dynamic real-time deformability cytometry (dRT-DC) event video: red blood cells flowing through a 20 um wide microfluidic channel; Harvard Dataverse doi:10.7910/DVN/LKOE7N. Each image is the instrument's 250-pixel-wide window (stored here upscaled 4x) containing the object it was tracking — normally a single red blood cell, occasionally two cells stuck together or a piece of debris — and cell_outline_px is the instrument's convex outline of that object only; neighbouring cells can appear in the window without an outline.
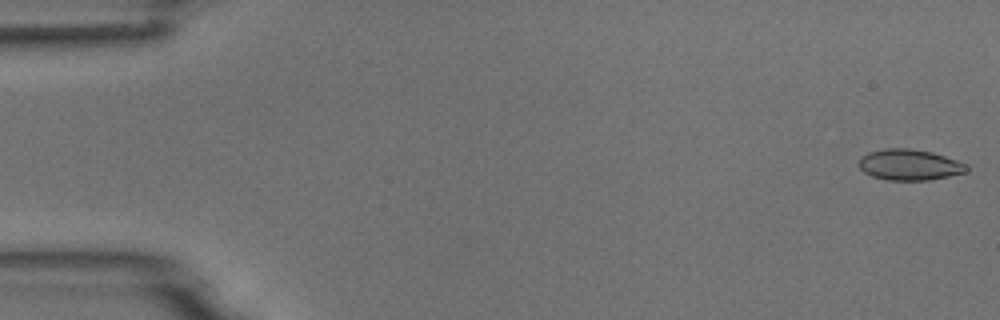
{"species": "common noctule bat (a hibernating species)", "species_latin": "Nyctalus noctula", "temperature_condition": "room temperature", "stored_images_in_passage": 54, "camera_frame_rate_fps": 3000, "um_per_image_px": 0.085, "animal": {"sex": "male", "body_mass_g": 18.8}, "frame": {"image": 1, "passage_image": 1, "time_ms": 0.0, "image_size_px": [1000, 320], "cell_outline_px": [[968, 172], [928, 180], [888, 180], [872, 176], [864, 172], [860, 168], [860, 156], [868, 152], [884, 148], [912, 148], [932, 152], [968, 164]], "centroid_in_image_um": [77.31, 14.0], "position_along_channel_um": 7.7, "area_um2": 19.48}}
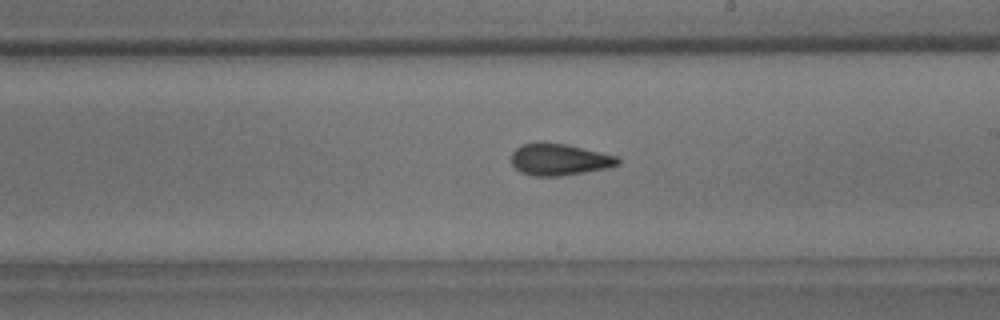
{"frame": {"image": 2, "passage_image": 31, "time_ms": 10.0, "image_size_px": [1000, 320], "cell_outline_px": [[620, 164], [608, 168], [560, 176], [532, 176], [520, 172], [512, 164], [512, 152], [516, 148], [524, 144], [568, 144], [616, 156], [620, 160]], "centroid_in_image_um": [47.56, 13.59], "position_along_channel_um": 241.4, "area_um2": 19.31}}
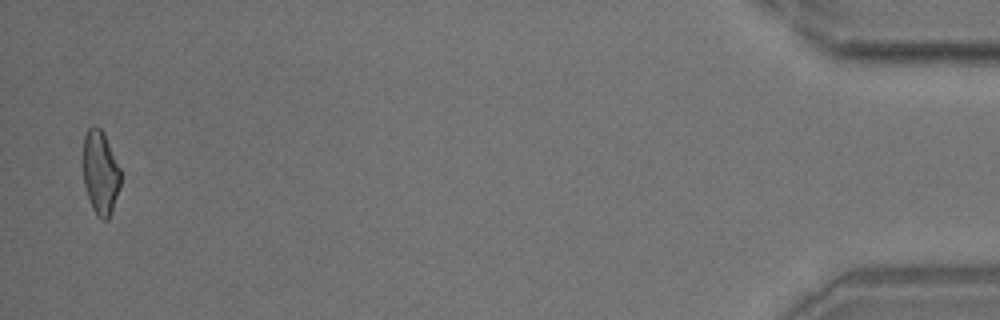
{"frame": {"image": 3, "passage_image": 53, "time_ms": 17.333, "image_size_px": [1000, 320], "cell_outline_px": [[120, 184], [112, 212], [108, 220], [100, 220], [96, 216], [92, 208], [84, 184], [84, 136], [88, 128], [96, 124], [104, 132], [120, 168]], "centroid_in_image_um": [8.54, 14.68], "position_along_channel_um": 426.7, "area_um2": 18.32}, "authors_computed_cell_mechanics": {"area_um2": 19.3919, "velocity_mm_per_s": 3.7402, "shape_relaxation_time_tau1_ms": 10.2437, "shape_relaxation_time_tau2_ms": 2.0251, "deformation_change_tau1": 0.199, "deformation_change_tau2": 0.0805}}